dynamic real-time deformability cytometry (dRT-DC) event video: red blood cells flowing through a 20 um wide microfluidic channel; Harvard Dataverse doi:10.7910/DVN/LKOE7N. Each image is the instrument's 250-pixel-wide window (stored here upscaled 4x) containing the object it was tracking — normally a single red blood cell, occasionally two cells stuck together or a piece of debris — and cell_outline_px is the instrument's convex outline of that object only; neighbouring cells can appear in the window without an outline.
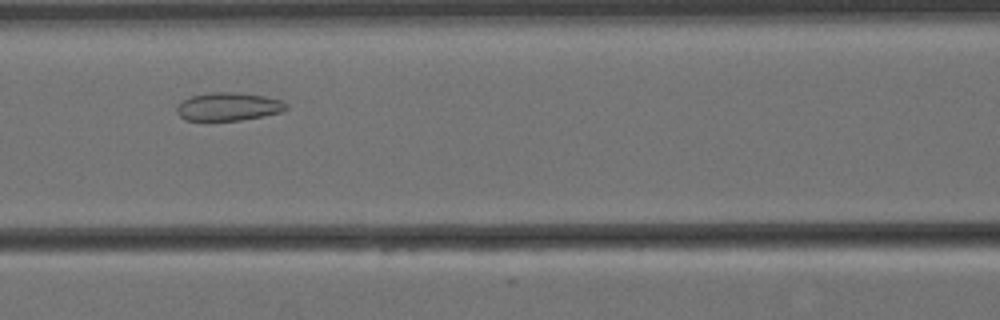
{"species": "Egyptian fruit bat (a non-hibernating species)", "species_latin": "Rousettus aegyptiacus", "temperature_condition": "cold", "stored_images_in_passage": 10, "camera_frame_rate_fps": 3000, "um_per_image_px": 0.085, "animal": {"sex": "female"}, "frame": {"image": 1, "passage_image": 6, "time_ms": 1.667, "image_size_px": [1000, 320], "cell_outline_px": [[288, 108], [280, 112], [240, 120], [184, 120], [176, 112], [176, 108], [184, 100], [192, 96], [212, 92], [236, 92], [264, 96], [280, 100], [288, 104]], "centroid_in_image_um": [19.41, 9.06], "position_along_channel_um": 147.2, "area_um2": 17.69}}
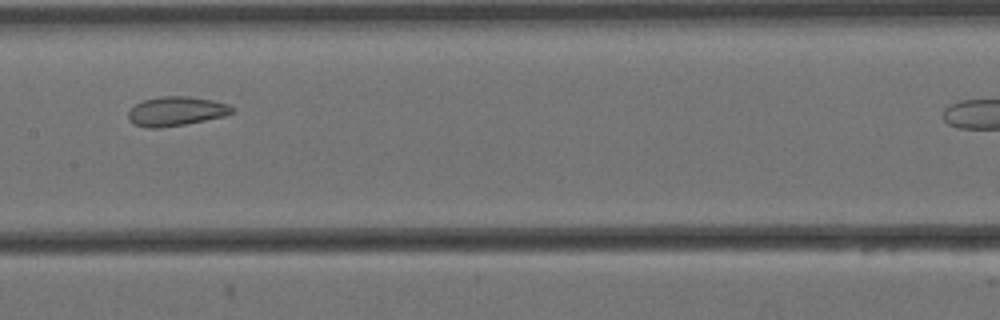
{"frame": {"image": 2, "passage_image": 7, "time_ms": 2.0, "image_size_px": [1000, 320], "cell_outline_px": [[236, 112], [224, 116], [184, 124], [160, 128], [148, 128], [132, 124], [128, 120], [128, 112], [136, 104], [144, 100], [160, 96], [188, 96], [212, 100], [228, 104], [236, 108]], "centroid_in_image_um": [14.98, 9.46], "position_along_channel_um": 192.4, "area_um2": 17.8}}
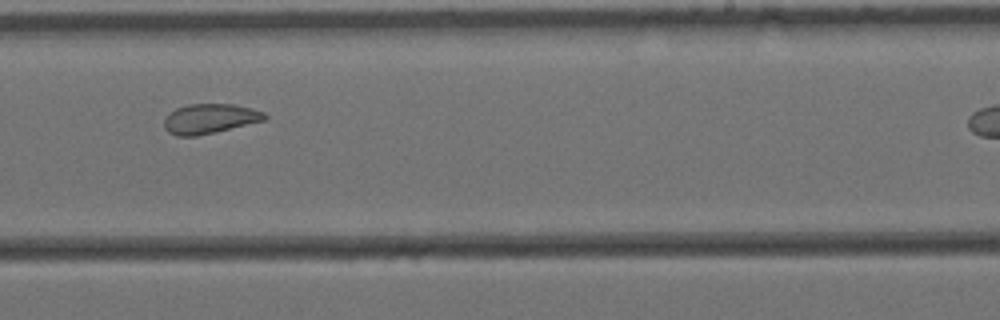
{"frame": {"image": 3, "passage_image": 9, "time_ms": 2.667, "image_size_px": [1000, 320], "cell_outline_px": [[268, 116], [264, 120], [196, 136], [176, 136], [168, 132], [164, 128], [164, 120], [176, 108], [188, 104], [232, 104], [252, 108], [264, 112]], "centroid_in_image_um": [17.82, 10.08], "position_along_channel_um": 271.2, "area_um2": 17.17}}